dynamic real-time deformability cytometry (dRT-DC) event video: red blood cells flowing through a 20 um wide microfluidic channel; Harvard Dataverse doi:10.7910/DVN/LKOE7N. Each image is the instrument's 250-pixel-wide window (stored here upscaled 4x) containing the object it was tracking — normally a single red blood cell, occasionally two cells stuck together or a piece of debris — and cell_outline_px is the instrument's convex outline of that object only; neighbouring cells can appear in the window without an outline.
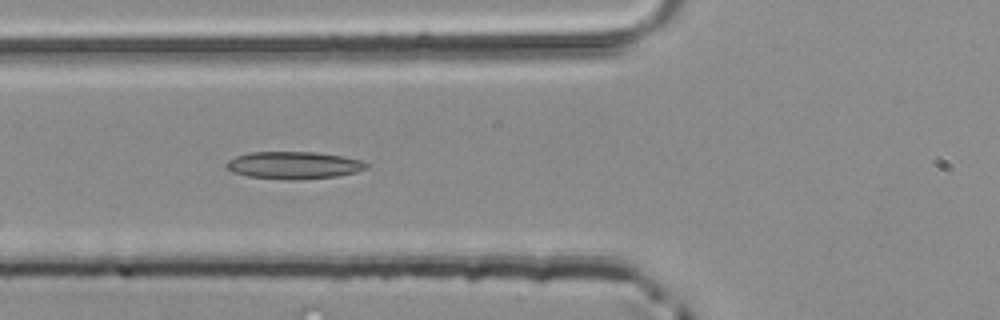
{"species": "common noctule bat (a hibernating species)", "species_latin": "Nyctalus noctula", "temperature_condition": "room temperature", "stored_images_in_passage": 15, "camera_frame_rate_fps": 3000, "um_per_image_px": 0.085, "animal": {"sex": "male", "body_mass_g": 20.4}, "frame": {"image": 1, "passage_image": 7, "time_ms": 2.0, "image_size_px": [1000, 320], "cell_outline_px": [[368, 168], [356, 172], [336, 176], [248, 176], [232, 172], [224, 164], [228, 160], [236, 156], [248, 152], [312, 152], [340, 156], [360, 160], [368, 164]], "centroid_in_image_um": [24.94, 13.98], "position_along_channel_um": 100.9, "area_um2": 20.81}}